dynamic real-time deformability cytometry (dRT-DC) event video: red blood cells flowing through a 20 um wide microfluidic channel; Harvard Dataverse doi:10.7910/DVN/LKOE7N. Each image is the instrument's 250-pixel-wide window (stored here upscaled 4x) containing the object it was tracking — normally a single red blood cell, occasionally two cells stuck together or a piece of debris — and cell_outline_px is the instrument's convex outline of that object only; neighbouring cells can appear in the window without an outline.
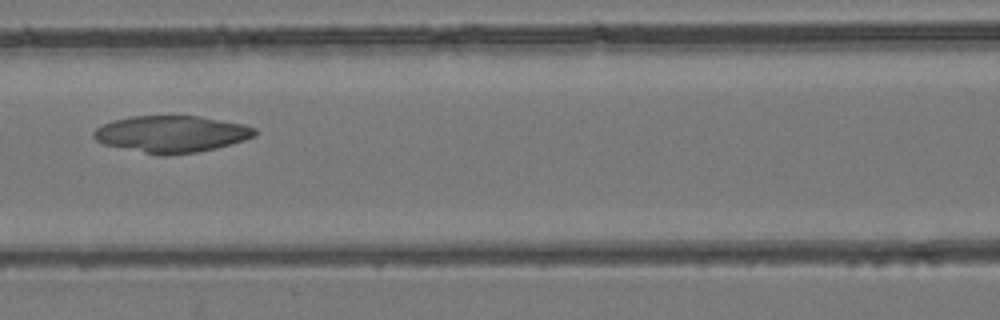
{"species": "common noctule bat (a hibernating species)", "species_latin": "Nyctalus noctula", "temperature_condition": "room temperature", "stored_images_in_passage": 31, "camera_frame_rate_fps": 3000, "um_per_image_px": 0.085, "animal": {"sex": "female", "body_mass_g": 24.6, "forearm_length_mm": 56.2}, "frame": {"image": 1, "passage_image": 11, "time_ms": 3.333, "image_size_px": [1000, 320], "cell_outline_px": [[256, 136], [232, 144], [216, 148], [196, 152], [168, 156], [160, 156], [104, 144], [96, 140], [92, 136], [92, 132], [96, 128], [112, 120], [132, 116], [200, 116], [244, 124], [256, 128]], "centroid_in_image_um": [14.58, 11.4], "position_along_channel_um": 152.0, "area_um2": 34.68}}
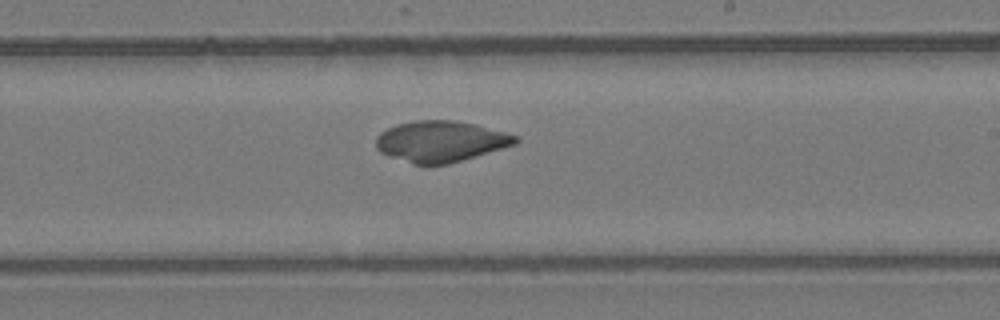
{"frame": {"image": 2, "passage_image": 18, "time_ms": 5.667, "image_size_px": [1000, 320], "cell_outline_px": [[520, 140], [516, 144], [448, 164], [412, 164], [380, 152], [376, 148], [376, 136], [380, 132], [396, 124], [412, 120], [452, 120], [476, 124], [504, 132], [516, 136]], "centroid_in_image_um": [37.43, 12.0], "position_along_channel_um": 251.6, "area_um2": 33.18}}
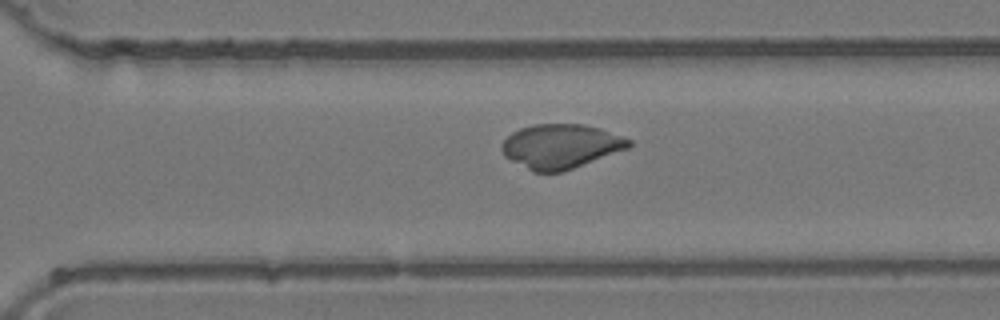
{"frame": {"image": 3, "passage_image": 23, "time_ms": 7.333, "image_size_px": [1000, 320], "cell_outline_px": [[632, 144], [628, 148], [564, 172], [532, 172], [504, 156], [500, 148], [504, 140], [512, 132], [520, 128], [536, 124], [584, 124], [600, 128], [632, 140]], "centroid_in_image_um": [47.65, 12.44], "position_along_channel_um": 322.9, "area_um2": 32.89}}